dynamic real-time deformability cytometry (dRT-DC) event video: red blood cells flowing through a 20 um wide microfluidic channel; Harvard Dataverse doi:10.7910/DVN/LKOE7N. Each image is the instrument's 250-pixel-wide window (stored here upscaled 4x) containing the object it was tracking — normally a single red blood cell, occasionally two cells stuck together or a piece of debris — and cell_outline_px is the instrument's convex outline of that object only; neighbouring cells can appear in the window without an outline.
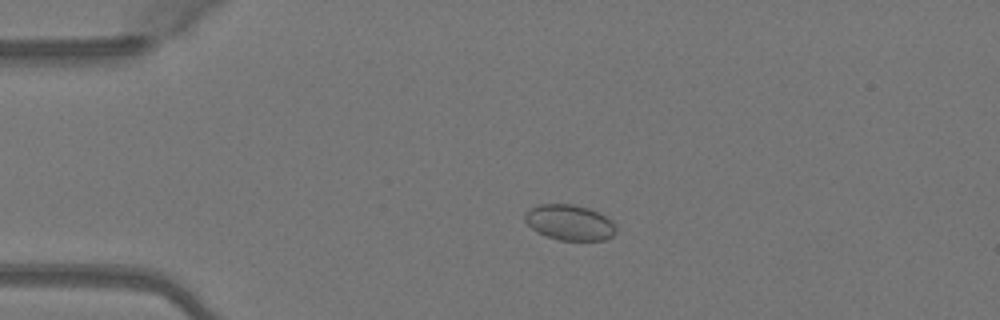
{"species": "Egyptian fruit bat (a non-hibernating species)", "species_latin": "Rousettus aegyptiacus", "temperature_condition": "warm", "stored_images_in_passage": 51, "camera_frame_rate_fps": 3000, "um_per_image_px": 0.085, "animal": {"sex": "female"}, "frame": {"image": 1, "passage_image": 12, "time_ms": 3.667, "image_size_px": [1000, 320], "cell_outline_px": [[616, 232], [612, 236], [604, 240], [560, 240], [536, 232], [524, 220], [524, 216], [532, 208], [540, 204], [572, 204], [588, 208], [600, 212], [612, 220], [616, 224]], "centroid_in_image_um": [48.46, 18.91], "position_along_channel_um": 36.5, "area_um2": 18.84}}
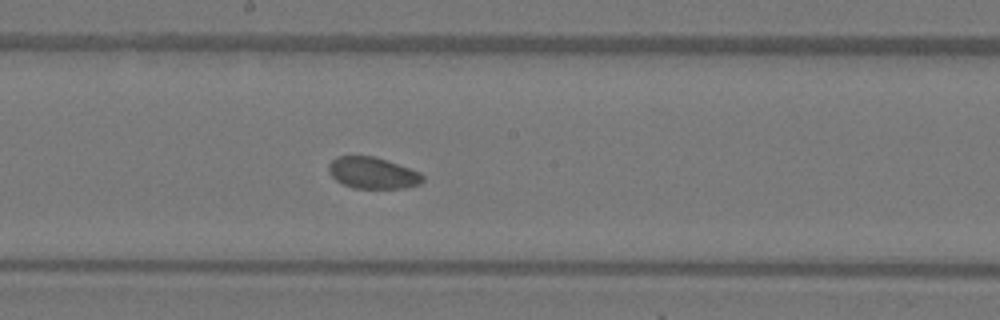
{"frame": {"image": 2, "passage_image": 28, "time_ms": 9.0, "image_size_px": [1000, 320], "cell_outline_px": [[424, 180], [420, 184], [404, 188], [352, 188], [336, 180], [328, 172], [328, 164], [336, 156], [372, 156], [420, 172], [424, 176]], "centroid_in_image_um": [31.66, 14.71], "position_along_channel_um": 216.5, "area_um2": 17.11}}
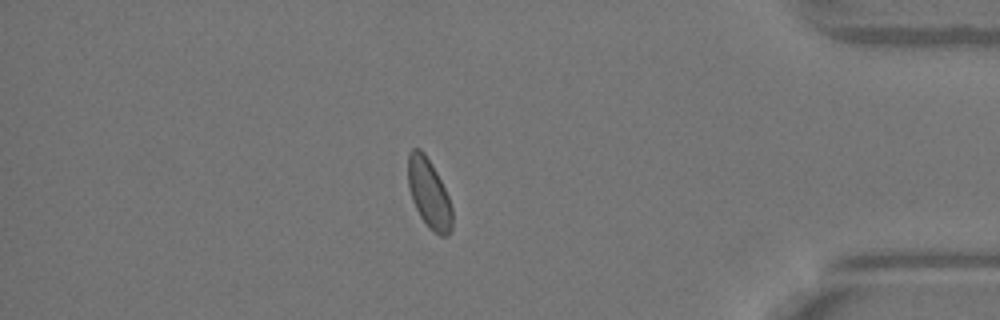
{"frame": {"image": 3, "passage_image": 44, "time_ms": 14.333, "image_size_px": [1000, 320], "cell_outline_px": [[452, 228], [448, 236], [440, 236], [432, 232], [428, 228], [420, 216], [412, 200], [408, 188], [408, 152], [412, 148], [420, 148], [424, 152], [432, 164], [448, 196], [452, 208]], "centroid_in_image_um": [36.45, 16.46], "position_along_channel_um": 398.7, "area_um2": 17.98}, "authors_computed_cell_mechanics": {"area_um2": 17.9758, "velocity_mm_per_s": 4.083, "shape_relaxation_time_tau1_ms": null, "shape_relaxation_time_tau2_ms": 1.2036, "deformation_change_tau1": null, "deformation_change_tau2": 0.0389}}